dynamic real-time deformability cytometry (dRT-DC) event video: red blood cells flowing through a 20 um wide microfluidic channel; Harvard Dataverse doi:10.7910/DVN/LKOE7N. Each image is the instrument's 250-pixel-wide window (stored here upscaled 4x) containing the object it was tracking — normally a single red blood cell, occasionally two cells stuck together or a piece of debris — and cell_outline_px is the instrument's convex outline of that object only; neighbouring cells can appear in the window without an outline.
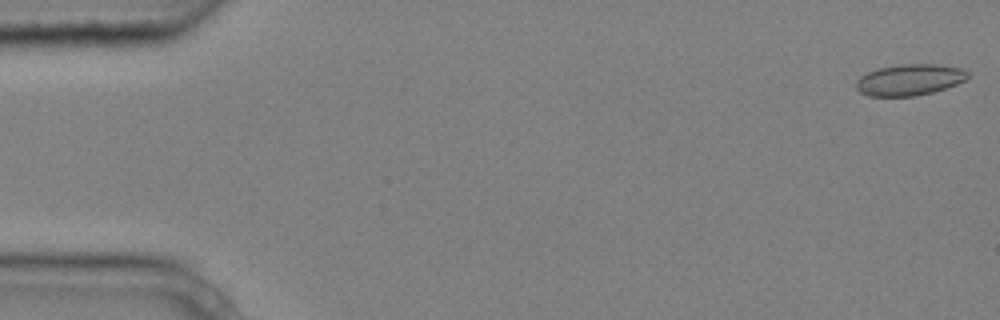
{"species": "common noctule bat (a hibernating species)", "species_latin": "Nyctalus noctula", "temperature_condition": "cold", "stored_images_in_passage": 4, "camera_frame_rate_fps": 3000, "um_per_image_px": 0.085, "animal": {"sex": "male", "body_mass_g": 20.4}, "frame": {"image": 1, "passage_image": 1, "time_ms": 0.0, "image_size_px": [1000, 320], "cell_outline_px": [[968, 76], [964, 80], [956, 84], [932, 92], [916, 96], [868, 96], [860, 92], [856, 88], [856, 80], [860, 76], [868, 72], [880, 68], [900, 64], [940, 64], [960, 68], [968, 72]], "centroid_in_image_um": [77.29, 6.78], "position_along_channel_um": 7.7, "area_um2": 20.23}}
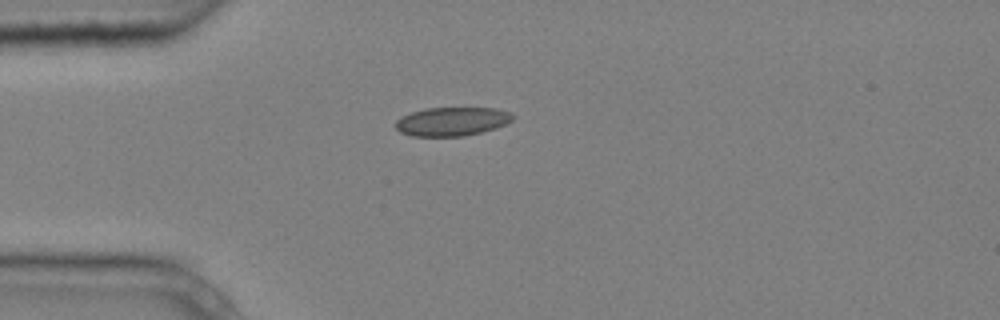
{"frame": {"image": 2, "passage_image": 4, "time_ms": 1.0, "image_size_px": [1000, 320], "cell_outline_px": [[516, 116], [512, 120], [496, 128], [464, 136], [412, 136], [400, 132], [396, 128], [396, 120], [400, 116], [424, 108], [496, 108], [512, 112]], "centroid_in_image_um": [38.42, 10.32], "position_along_channel_um": 46.6, "area_um2": 19.71}}